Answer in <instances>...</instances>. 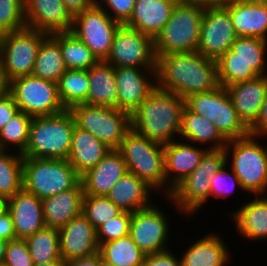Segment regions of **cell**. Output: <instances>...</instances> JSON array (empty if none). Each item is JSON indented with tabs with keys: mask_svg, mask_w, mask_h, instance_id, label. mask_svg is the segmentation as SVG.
<instances>
[{
	"mask_svg": "<svg viewBox=\"0 0 267 266\" xmlns=\"http://www.w3.org/2000/svg\"><path fill=\"white\" fill-rule=\"evenodd\" d=\"M25 240L34 264L62 259L58 229L45 226Z\"/></svg>",
	"mask_w": 267,
	"mask_h": 266,
	"instance_id": "cell-38",
	"label": "cell"
},
{
	"mask_svg": "<svg viewBox=\"0 0 267 266\" xmlns=\"http://www.w3.org/2000/svg\"><path fill=\"white\" fill-rule=\"evenodd\" d=\"M185 106L213 123L228 141L249 135V128L239 118L225 87L195 93L185 98Z\"/></svg>",
	"mask_w": 267,
	"mask_h": 266,
	"instance_id": "cell-10",
	"label": "cell"
},
{
	"mask_svg": "<svg viewBox=\"0 0 267 266\" xmlns=\"http://www.w3.org/2000/svg\"><path fill=\"white\" fill-rule=\"evenodd\" d=\"M18 239H26L45 227L42 199L23 188L7 200Z\"/></svg>",
	"mask_w": 267,
	"mask_h": 266,
	"instance_id": "cell-22",
	"label": "cell"
},
{
	"mask_svg": "<svg viewBox=\"0 0 267 266\" xmlns=\"http://www.w3.org/2000/svg\"><path fill=\"white\" fill-rule=\"evenodd\" d=\"M32 117L18 111L0 130V149L22 154L29 138Z\"/></svg>",
	"mask_w": 267,
	"mask_h": 266,
	"instance_id": "cell-40",
	"label": "cell"
},
{
	"mask_svg": "<svg viewBox=\"0 0 267 266\" xmlns=\"http://www.w3.org/2000/svg\"><path fill=\"white\" fill-rule=\"evenodd\" d=\"M221 235L210 231L187 245L180 256L182 266H229L231 251Z\"/></svg>",
	"mask_w": 267,
	"mask_h": 266,
	"instance_id": "cell-25",
	"label": "cell"
},
{
	"mask_svg": "<svg viewBox=\"0 0 267 266\" xmlns=\"http://www.w3.org/2000/svg\"><path fill=\"white\" fill-rule=\"evenodd\" d=\"M205 5L194 1L174 7L169 21L154 39L156 57L197 51Z\"/></svg>",
	"mask_w": 267,
	"mask_h": 266,
	"instance_id": "cell-7",
	"label": "cell"
},
{
	"mask_svg": "<svg viewBox=\"0 0 267 266\" xmlns=\"http://www.w3.org/2000/svg\"><path fill=\"white\" fill-rule=\"evenodd\" d=\"M34 266H66V262H64L62 259H58L51 262H46L44 264H34Z\"/></svg>",
	"mask_w": 267,
	"mask_h": 266,
	"instance_id": "cell-56",
	"label": "cell"
},
{
	"mask_svg": "<svg viewBox=\"0 0 267 266\" xmlns=\"http://www.w3.org/2000/svg\"><path fill=\"white\" fill-rule=\"evenodd\" d=\"M205 147L180 139L164 145L166 197H169L173 189L200 164L208 150L207 146Z\"/></svg>",
	"mask_w": 267,
	"mask_h": 266,
	"instance_id": "cell-18",
	"label": "cell"
},
{
	"mask_svg": "<svg viewBox=\"0 0 267 266\" xmlns=\"http://www.w3.org/2000/svg\"><path fill=\"white\" fill-rule=\"evenodd\" d=\"M168 2L172 3L173 5L175 6H178V5H187V4H190V3H193L194 0H167Z\"/></svg>",
	"mask_w": 267,
	"mask_h": 266,
	"instance_id": "cell-59",
	"label": "cell"
},
{
	"mask_svg": "<svg viewBox=\"0 0 267 266\" xmlns=\"http://www.w3.org/2000/svg\"><path fill=\"white\" fill-rule=\"evenodd\" d=\"M229 12L221 5H205L197 52L206 58L219 59L237 39Z\"/></svg>",
	"mask_w": 267,
	"mask_h": 266,
	"instance_id": "cell-16",
	"label": "cell"
},
{
	"mask_svg": "<svg viewBox=\"0 0 267 266\" xmlns=\"http://www.w3.org/2000/svg\"><path fill=\"white\" fill-rule=\"evenodd\" d=\"M66 266H99V253L66 262Z\"/></svg>",
	"mask_w": 267,
	"mask_h": 266,
	"instance_id": "cell-53",
	"label": "cell"
},
{
	"mask_svg": "<svg viewBox=\"0 0 267 266\" xmlns=\"http://www.w3.org/2000/svg\"><path fill=\"white\" fill-rule=\"evenodd\" d=\"M249 133L253 136L267 137V94L255 122L249 127Z\"/></svg>",
	"mask_w": 267,
	"mask_h": 266,
	"instance_id": "cell-50",
	"label": "cell"
},
{
	"mask_svg": "<svg viewBox=\"0 0 267 266\" xmlns=\"http://www.w3.org/2000/svg\"><path fill=\"white\" fill-rule=\"evenodd\" d=\"M75 125L69 109L54 115L32 117L26 149L21 155L29 158L67 159Z\"/></svg>",
	"mask_w": 267,
	"mask_h": 266,
	"instance_id": "cell-4",
	"label": "cell"
},
{
	"mask_svg": "<svg viewBox=\"0 0 267 266\" xmlns=\"http://www.w3.org/2000/svg\"><path fill=\"white\" fill-rule=\"evenodd\" d=\"M98 253L114 266H142L145 258L130 235L99 245Z\"/></svg>",
	"mask_w": 267,
	"mask_h": 266,
	"instance_id": "cell-35",
	"label": "cell"
},
{
	"mask_svg": "<svg viewBox=\"0 0 267 266\" xmlns=\"http://www.w3.org/2000/svg\"><path fill=\"white\" fill-rule=\"evenodd\" d=\"M3 55H4L3 34L0 33V71H2L3 67Z\"/></svg>",
	"mask_w": 267,
	"mask_h": 266,
	"instance_id": "cell-58",
	"label": "cell"
},
{
	"mask_svg": "<svg viewBox=\"0 0 267 266\" xmlns=\"http://www.w3.org/2000/svg\"><path fill=\"white\" fill-rule=\"evenodd\" d=\"M184 108L185 99L156 87L131 114V128L148 140L168 144L179 138Z\"/></svg>",
	"mask_w": 267,
	"mask_h": 266,
	"instance_id": "cell-2",
	"label": "cell"
},
{
	"mask_svg": "<svg viewBox=\"0 0 267 266\" xmlns=\"http://www.w3.org/2000/svg\"><path fill=\"white\" fill-rule=\"evenodd\" d=\"M235 187L243 192L239 178L225 163L210 180V198L223 199L230 197L232 193L236 192Z\"/></svg>",
	"mask_w": 267,
	"mask_h": 266,
	"instance_id": "cell-44",
	"label": "cell"
},
{
	"mask_svg": "<svg viewBox=\"0 0 267 266\" xmlns=\"http://www.w3.org/2000/svg\"><path fill=\"white\" fill-rule=\"evenodd\" d=\"M117 108L130 115L156 88V69L138 67L115 68Z\"/></svg>",
	"mask_w": 267,
	"mask_h": 266,
	"instance_id": "cell-17",
	"label": "cell"
},
{
	"mask_svg": "<svg viewBox=\"0 0 267 266\" xmlns=\"http://www.w3.org/2000/svg\"><path fill=\"white\" fill-rule=\"evenodd\" d=\"M181 140L201 145H208V149H223L227 140L220 134L215 125L206 118L190 111L186 106L182 112Z\"/></svg>",
	"mask_w": 267,
	"mask_h": 266,
	"instance_id": "cell-32",
	"label": "cell"
},
{
	"mask_svg": "<svg viewBox=\"0 0 267 266\" xmlns=\"http://www.w3.org/2000/svg\"><path fill=\"white\" fill-rule=\"evenodd\" d=\"M221 5L229 12L238 37H257L267 40V3L230 0Z\"/></svg>",
	"mask_w": 267,
	"mask_h": 266,
	"instance_id": "cell-21",
	"label": "cell"
},
{
	"mask_svg": "<svg viewBox=\"0 0 267 266\" xmlns=\"http://www.w3.org/2000/svg\"><path fill=\"white\" fill-rule=\"evenodd\" d=\"M69 110L76 126L94 135L111 150L119 149L131 129V115L115 107L81 103Z\"/></svg>",
	"mask_w": 267,
	"mask_h": 266,
	"instance_id": "cell-9",
	"label": "cell"
},
{
	"mask_svg": "<svg viewBox=\"0 0 267 266\" xmlns=\"http://www.w3.org/2000/svg\"><path fill=\"white\" fill-rule=\"evenodd\" d=\"M126 172L122 154L118 150H110L94 167L81 175L84 195L106 196Z\"/></svg>",
	"mask_w": 267,
	"mask_h": 266,
	"instance_id": "cell-23",
	"label": "cell"
},
{
	"mask_svg": "<svg viewBox=\"0 0 267 266\" xmlns=\"http://www.w3.org/2000/svg\"><path fill=\"white\" fill-rule=\"evenodd\" d=\"M142 266H182L179 255L171 250L145 255Z\"/></svg>",
	"mask_w": 267,
	"mask_h": 266,
	"instance_id": "cell-48",
	"label": "cell"
},
{
	"mask_svg": "<svg viewBox=\"0 0 267 266\" xmlns=\"http://www.w3.org/2000/svg\"><path fill=\"white\" fill-rule=\"evenodd\" d=\"M110 150L94 135L75 125L67 160L81 176L94 167Z\"/></svg>",
	"mask_w": 267,
	"mask_h": 266,
	"instance_id": "cell-30",
	"label": "cell"
},
{
	"mask_svg": "<svg viewBox=\"0 0 267 266\" xmlns=\"http://www.w3.org/2000/svg\"><path fill=\"white\" fill-rule=\"evenodd\" d=\"M156 191L137 175L126 172L106 197L124 212L133 213L151 206ZM152 200V201H151Z\"/></svg>",
	"mask_w": 267,
	"mask_h": 266,
	"instance_id": "cell-27",
	"label": "cell"
},
{
	"mask_svg": "<svg viewBox=\"0 0 267 266\" xmlns=\"http://www.w3.org/2000/svg\"><path fill=\"white\" fill-rule=\"evenodd\" d=\"M26 27L24 0H0V33Z\"/></svg>",
	"mask_w": 267,
	"mask_h": 266,
	"instance_id": "cell-43",
	"label": "cell"
},
{
	"mask_svg": "<svg viewBox=\"0 0 267 266\" xmlns=\"http://www.w3.org/2000/svg\"><path fill=\"white\" fill-rule=\"evenodd\" d=\"M123 211L106 196L83 195L82 214L98 229L108 220L119 216Z\"/></svg>",
	"mask_w": 267,
	"mask_h": 266,
	"instance_id": "cell-42",
	"label": "cell"
},
{
	"mask_svg": "<svg viewBox=\"0 0 267 266\" xmlns=\"http://www.w3.org/2000/svg\"><path fill=\"white\" fill-rule=\"evenodd\" d=\"M216 60L199 52L169 53L157 56L156 87L183 99L219 87Z\"/></svg>",
	"mask_w": 267,
	"mask_h": 266,
	"instance_id": "cell-1",
	"label": "cell"
},
{
	"mask_svg": "<svg viewBox=\"0 0 267 266\" xmlns=\"http://www.w3.org/2000/svg\"><path fill=\"white\" fill-rule=\"evenodd\" d=\"M113 20L124 25L131 17L135 0H95Z\"/></svg>",
	"mask_w": 267,
	"mask_h": 266,
	"instance_id": "cell-47",
	"label": "cell"
},
{
	"mask_svg": "<svg viewBox=\"0 0 267 266\" xmlns=\"http://www.w3.org/2000/svg\"><path fill=\"white\" fill-rule=\"evenodd\" d=\"M8 241L0 239V264L3 263Z\"/></svg>",
	"mask_w": 267,
	"mask_h": 266,
	"instance_id": "cell-55",
	"label": "cell"
},
{
	"mask_svg": "<svg viewBox=\"0 0 267 266\" xmlns=\"http://www.w3.org/2000/svg\"><path fill=\"white\" fill-rule=\"evenodd\" d=\"M7 210V199L0 196V214Z\"/></svg>",
	"mask_w": 267,
	"mask_h": 266,
	"instance_id": "cell-60",
	"label": "cell"
},
{
	"mask_svg": "<svg viewBox=\"0 0 267 266\" xmlns=\"http://www.w3.org/2000/svg\"><path fill=\"white\" fill-rule=\"evenodd\" d=\"M0 149V196L7 200L23 188V156Z\"/></svg>",
	"mask_w": 267,
	"mask_h": 266,
	"instance_id": "cell-37",
	"label": "cell"
},
{
	"mask_svg": "<svg viewBox=\"0 0 267 266\" xmlns=\"http://www.w3.org/2000/svg\"><path fill=\"white\" fill-rule=\"evenodd\" d=\"M156 60L152 37L126 25H120L105 61L115 68L128 66L156 69Z\"/></svg>",
	"mask_w": 267,
	"mask_h": 266,
	"instance_id": "cell-13",
	"label": "cell"
},
{
	"mask_svg": "<svg viewBox=\"0 0 267 266\" xmlns=\"http://www.w3.org/2000/svg\"><path fill=\"white\" fill-rule=\"evenodd\" d=\"M253 1H258V2H264V3H267V0H253Z\"/></svg>",
	"mask_w": 267,
	"mask_h": 266,
	"instance_id": "cell-62",
	"label": "cell"
},
{
	"mask_svg": "<svg viewBox=\"0 0 267 266\" xmlns=\"http://www.w3.org/2000/svg\"><path fill=\"white\" fill-rule=\"evenodd\" d=\"M67 10L74 17L84 10L92 8L96 3L95 0H62Z\"/></svg>",
	"mask_w": 267,
	"mask_h": 266,
	"instance_id": "cell-52",
	"label": "cell"
},
{
	"mask_svg": "<svg viewBox=\"0 0 267 266\" xmlns=\"http://www.w3.org/2000/svg\"><path fill=\"white\" fill-rule=\"evenodd\" d=\"M80 177L67 159L23 157V189L40 199L74 188Z\"/></svg>",
	"mask_w": 267,
	"mask_h": 266,
	"instance_id": "cell-8",
	"label": "cell"
},
{
	"mask_svg": "<svg viewBox=\"0 0 267 266\" xmlns=\"http://www.w3.org/2000/svg\"><path fill=\"white\" fill-rule=\"evenodd\" d=\"M239 118L249 128L256 120L267 94V75L225 87Z\"/></svg>",
	"mask_w": 267,
	"mask_h": 266,
	"instance_id": "cell-24",
	"label": "cell"
},
{
	"mask_svg": "<svg viewBox=\"0 0 267 266\" xmlns=\"http://www.w3.org/2000/svg\"><path fill=\"white\" fill-rule=\"evenodd\" d=\"M118 151L126 163L127 172L144 180L156 193L166 197L164 145L148 140L132 128L126 133Z\"/></svg>",
	"mask_w": 267,
	"mask_h": 266,
	"instance_id": "cell-6",
	"label": "cell"
},
{
	"mask_svg": "<svg viewBox=\"0 0 267 266\" xmlns=\"http://www.w3.org/2000/svg\"><path fill=\"white\" fill-rule=\"evenodd\" d=\"M48 36L30 27L3 34L2 72L7 82L32 75L41 42Z\"/></svg>",
	"mask_w": 267,
	"mask_h": 266,
	"instance_id": "cell-12",
	"label": "cell"
},
{
	"mask_svg": "<svg viewBox=\"0 0 267 266\" xmlns=\"http://www.w3.org/2000/svg\"><path fill=\"white\" fill-rule=\"evenodd\" d=\"M26 26L45 34L71 32L74 17L62 0H24Z\"/></svg>",
	"mask_w": 267,
	"mask_h": 266,
	"instance_id": "cell-19",
	"label": "cell"
},
{
	"mask_svg": "<svg viewBox=\"0 0 267 266\" xmlns=\"http://www.w3.org/2000/svg\"><path fill=\"white\" fill-rule=\"evenodd\" d=\"M230 50L258 75H267V40L257 37H237Z\"/></svg>",
	"mask_w": 267,
	"mask_h": 266,
	"instance_id": "cell-39",
	"label": "cell"
},
{
	"mask_svg": "<svg viewBox=\"0 0 267 266\" xmlns=\"http://www.w3.org/2000/svg\"><path fill=\"white\" fill-rule=\"evenodd\" d=\"M19 111L13 96L7 92L0 98V130Z\"/></svg>",
	"mask_w": 267,
	"mask_h": 266,
	"instance_id": "cell-49",
	"label": "cell"
},
{
	"mask_svg": "<svg viewBox=\"0 0 267 266\" xmlns=\"http://www.w3.org/2000/svg\"><path fill=\"white\" fill-rule=\"evenodd\" d=\"M99 266H114L113 264L103 260L99 254Z\"/></svg>",
	"mask_w": 267,
	"mask_h": 266,
	"instance_id": "cell-61",
	"label": "cell"
},
{
	"mask_svg": "<svg viewBox=\"0 0 267 266\" xmlns=\"http://www.w3.org/2000/svg\"><path fill=\"white\" fill-rule=\"evenodd\" d=\"M8 92L13 96L20 111L31 117H41L65 110L59 95L57 83L35 77L21 76L8 82Z\"/></svg>",
	"mask_w": 267,
	"mask_h": 266,
	"instance_id": "cell-11",
	"label": "cell"
},
{
	"mask_svg": "<svg viewBox=\"0 0 267 266\" xmlns=\"http://www.w3.org/2000/svg\"><path fill=\"white\" fill-rule=\"evenodd\" d=\"M88 77L89 92L85 104L117 108L115 67L100 60L88 69Z\"/></svg>",
	"mask_w": 267,
	"mask_h": 266,
	"instance_id": "cell-31",
	"label": "cell"
},
{
	"mask_svg": "<svg viewBox=\"0 0 267 266\" xmlns=\"http://www.w3.org/2000/svg\"><path fill=\"white\" fill-rule=\"evenodd\" d=\"M153 203L151 206L132 213L130 236L145 255L163 252L171 248L168 214Z\"/></svg>",
	"mask_w": 267,
	"mask_h": 266,
	"instance_id": "cell-15",
	"label": "cell"
},
{
	"mask_svg": "<svg viewBox=\"0 0 267 266\" xmlns=\"http://www.w3.org/2000/svg\"><path fill=\"white\" fill-rule=\"evenodd\" d=\"M131 219L132 213L123 211L119 216L102 224L96 229L98 245L129 235Z\"/></svg>",
	"mask_w": 267,
	"mask_h": 266,
	"instance_id": "cell-45",
	"label": "cell"
},
{
	"mask_svg": "<svg viewBox=\"0 0 267 266\" xmlns=\"http://www.w3.org/2000/svg\"><path fill=\"white\" fill-rule=\"evenodd\" d=\"M60 255L64 262L98 253L96 229L81 213L58 229Z\"/></svg>",
	"mask_w": 267,
	"mask_h": 266,
	"instance_id": "cell-20",
	"label": "cell"
},
{
	"mask_svg": "<svg viewBox=\"0 0 267 266\" xmlns=\"http://www.w3.org/2000/svg\"><path fill=\"white\" fill-rule=\"evenodd\" d=\"M195 2L204 3L206 5H217V4H223L230 0H194Z\"/></svg>",
	"mask_w": 267,
	"mask_h": 266,
	"instance_id": "cell-57",
	"label": "cell"
},
{
	"mask_svg": "<svg viewBox=\"0 0 267 266\" xmlns=\"http://www.w3.org/2000/svg\"><path fill=\"white\" fill-rule=\"evenodd\" d=\"M83 186L80 181L74 188L42 199L46 227L59 229L82 213Z\"/></svg>",
	"mask_w": 267,
	"mask_h": 266,
	"instance_id": "cell-29",
	"label": "cell"
},
{
	"mask_svg": "<svg viewBox=\"0 0 267 266\" xmlns=\"http://www.w3.org/2000/svg\"><path fill=\"white\" fill-rule=\"evenodd\" d=\"M66 70L59 43L48 35L41 42L32 75L57 83Z\"/></svg>",
	"mask_w": 267,
	"mask_h": 266,
	"instance_id": "cell-33",
	"label": "cell"
},
{
	"mask_svg": "<svg viewBox=\"0 0 267 266\" xmlns=\"http://www.w3.org/2000/svg\"><path fill=\"white\" fill-rule=\"evenodd\" d=\"M174 7L167 0H135L132 15L124 25L155 39L169 21Z\"/></svg>",
	"mask_w": 267,
	"mask_h": 266,
	"instance_id": "cell-28",
	"label": "cell"
},
{
	"mask_svg": "<svg viewBox=\"0 0 267 266\" xmlns=\"http://www.w3.org/2000/svg\"><path fill=\"white\" fill-rule=\"evenodd\" d=\"M225 163L224 148L208 149L200 164L173 189L169 197L163 198H166L180 215L188 218L192 214L198 215L200 209L207 205L210 199L211 178Z\"/></svg>",
	"mask_w": 267,
	"mask_h": 266,
	"instance_id": "cell-5",
	"label": "cell"
},
{
	"mask_svg": "<svg viewBox=\"0 0 267 266\" xmlns=\"http://www.w3.org/2000/svg\"><path fill=\"white\" fill-rule=\"evenodd\" d=\"M3 263L7 266H34L25 239L8 241Z\"/></svg>",
	"mask_w": 267,
	"mask_h": 266,
	"instance_id": "cell-46",
	"label": "cell"
},
{
	"mask_svg": "<svg viewBox=\"0 0 267 266\" xmlns=\"http://www.w3.org/2000/svg\"><path fill=\"white\" fill-rule=\"evenodd\" d=\"M59 99L65 109L86 103L89 92L88 70L67 69L57 82Z\"/></svg>",
	"mask_w": 267,
	"mask_h": 266,
	"instance_id": "cell-36",
	"label": "cell"
},
{
	"mask_svg": "<svg viewBox=\"0 0 267 266\" xmlns=\"http://www.w3.org/2000/svg\"><path fill=\"white\" fill-rule=\"evenodd\" d=\"M260 139L265 137L249 134L228 140L224 147L228 167L239 178L242 190L252 196L264 195L267 190V145Z\"/></svg>",
	"mask_w": 267,
	"mask_h": 266,
	"instance_id": "cell-3",
	"label": "cell"
},
{
	"mask_svg": "<svg viewBox=\"0 0 267 266\" xmlns=\"http://www.w3.org/2000/svg\"><path fill=\"white\" fill-rule=\"evenodd\" d=\"M8 92V82L2 71H0V98Z\"/></svg>",
	"mask_w": 267,
	"mask_h": 266,
	"instance_id": "cell-54",
	"label": "cell"
},
{
	"mask_svg": "<svg viewBox=\"0 0 267 266\" xmlns=\"http://www.w3.org/2000/svg\"><path fill=\"white\" fill-rule=\"evenodd\" d=\"M120 25L95 4L74 16L71 32L83 41L100 61L109 56L114 34Z\"/></svg>",
	"mask_w": 267,
	"mask_h": 266,
	"instance_id": "cell-14",
	"label": "cell"
},
{
	"mask_svg": "<svg viewBox=\"0 0 267 266\" xmlns=\"http://www.w3.org/2000/svg\"><path fill=\"white\" fill-rule=\"evenodd\" d=\"M240 205L236 211L228 212L235 228L242 238L249 241L267 240V197L264 195L254 196Z\"/></svg>",
	"mask_w": 267,
	"mask_h": 266,
	"instance_id": "cell-26",
	"label": "cell"
},
{
	"mask_svg": "<svg viewBox=\"0 0 267 266\" xmlns=\"http://www.w3.org/2000/svg\"><path fill=\"white\" fill-rule=\"evenodd\" d=\"M218 81L223 87L230 84L252 80L258 75L230 49L216 60Z\"/></svg>",
	"mask_w": 267,
	"mask_h": 266,
	"instance_id": "cell-41",
	"label": "cell"
},
{
	"mask_svg": "<svg viewBox=\"0 0 267 266\" xmlns=\"http://www.w3.org/2000/svg\"><path fill=\"white\" fill-rule=\"evenodd\" d=\"M0 239L6 241L17 239L13 219L8 210L0 214Z\"/></svg>",
	"mask_w": 267,
	"mask_h": 266,
	"instance_id": "cell-51",
	"label": "cell"
},
{
	"mask_svg": "<svg viewBox=\"0 0 267 266\" xmlns=\"http://www.w3.org/2000/svg\"><path fill=\"white\" fill-rule=\"evenodd\" d=\"M51 36L60 45L67 69L88 70L99 61L91 49L72 32L54 33Z\"/></svg>",
	"mask_w": 267,
	"mask_h": 266,
	"instance_id": "cell-34",
	"label": "cell"
}]
</instances>
